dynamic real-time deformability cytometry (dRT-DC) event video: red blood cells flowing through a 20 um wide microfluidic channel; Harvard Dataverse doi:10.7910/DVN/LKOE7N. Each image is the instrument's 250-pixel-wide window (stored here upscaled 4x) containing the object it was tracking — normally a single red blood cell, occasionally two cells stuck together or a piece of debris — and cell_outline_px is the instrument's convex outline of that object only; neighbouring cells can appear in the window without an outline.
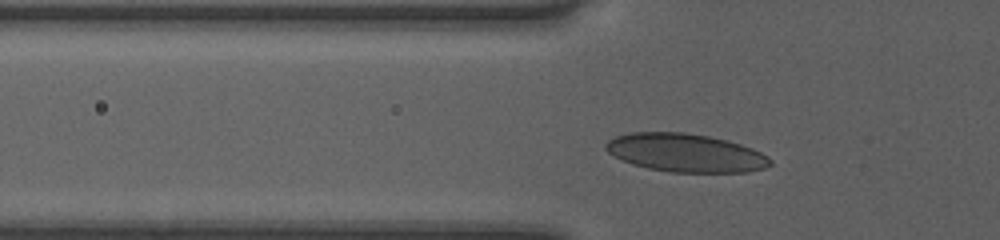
{"species": "human", "species_latin": "Homo sapiens", "temperature_condition": "room temperature", "stored_images_in_passage": 38, "camera_frame_rate_fps": 3000, "um_per_image_px": 0.085, "donor": {"sex": "female"}, "frame": {"image": 1, "passage_image": 5, "time_ms": 1.333, "image_size_px": [1000, 240], "cell_outline_px": [[772, 164], [764, 168], [748, 172], [672, 172], [648, 168], [632, 164], [608, 152], [604, 148], [604, 144], [608, 140], [616, 136], [632, 132], [684, 132], [708, 136], [728, 140], [752, 148], [768, 156], [772, 160]], "centroid_in_image_um": [58.29, 12.98], "position_along_channel_um": 67.5, "area_um2": 36.65}}
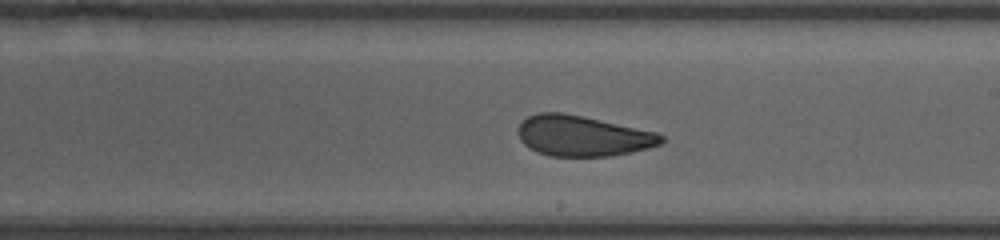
{"frame": {"image": 2, "passage_image": 18, "time_ms": 5.667, "image_size_px": [1000, 240], "cell_outline_px": [[664, 140], [660, 144], [648, 148], [632, 152], [608, 156], [548, 156], [536, 152], [524, 144], [520, 140], [520, 124], [528, 116], [540, 112], [560, 112], [580, 116], [656, 132], [664, 136]], "centroid_in_image_um": [49.53, 11.56], "position_along_channel_um": 239.5, "area_um2": 33.41}}
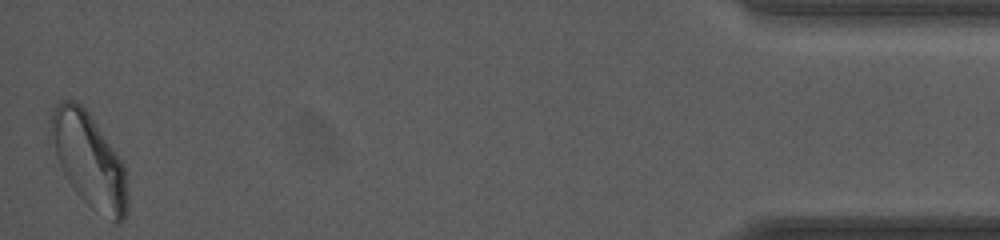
{"frame": {"image": 3, "passage_image": 38, "time_ms": 12.333, "image_size_px": [1000, 240], "cell_outline_px": [[128, 208], [124, 220], [120, 224], [116, 224], [88, 204], [72, 188], [64, 176], [48, 144], [48, 120], [52, 108], [60, 100], [72, 100], [80, 104], [88, 112], [124, 164], [128, 204]], "centroid_in_image_um": [7.48, 13.59], "position_along_channel_um": 427.7, "area_um2": 42.71}, "authors_computed_cell_mechanics": {"area_um2": 34.4777, "velocity_mm_per_s": 4.0181, "shape_relaxation_time_tau1_ms": 5.7357, "shape_relaxation_time_tau2_ms": 1.2389, "deformation_change_tau1": 0.1293, "deformation_change_tau2": 0.0664}}